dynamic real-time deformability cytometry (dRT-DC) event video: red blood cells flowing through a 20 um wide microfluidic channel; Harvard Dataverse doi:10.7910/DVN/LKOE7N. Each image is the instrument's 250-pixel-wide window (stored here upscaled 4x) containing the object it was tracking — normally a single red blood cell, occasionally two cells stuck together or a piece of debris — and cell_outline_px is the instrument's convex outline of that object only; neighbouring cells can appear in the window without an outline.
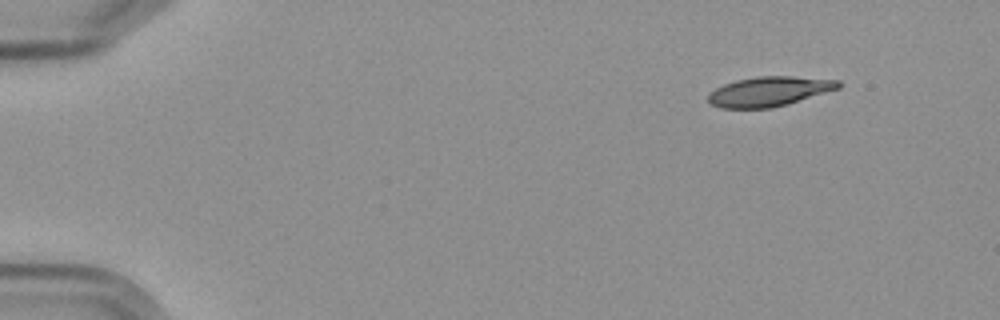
{"species": "Egyptian fruit bat (a non-hibernating species)", "species_latin": "Rousettus aegyptiacus", "temperature_condition": "cold", "stored_images_in_passage": 5, "camera_frame_rate_fps": 3000, "um_per_image_px": 0.085, "frame": {"image": 1, "passage_image": 1, "time_ms": 0.0, "image_size_px": [1000, 320], "cell_outline_px": [[840, 88], [788, 104], [772, 108], [720, 108], [712, 104], [708, 100], [708, 92], [724, 84], [736, 80], [756, 76], [792, 76], [840, 80]], "centroid_in_image_um": [65.37, 7.77], "position_along_channel_um": 19.6, "area_um2": 22.6}}
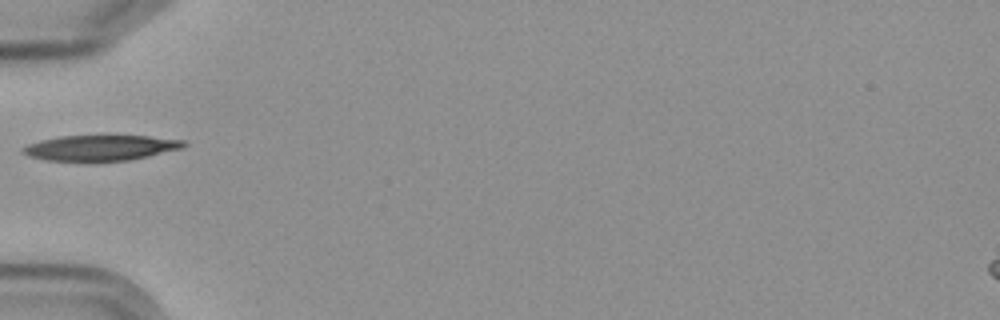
{"frame": {"image": 2, "passage_image": 5, "time_ms": 4.667, "image_size_px": [1000, 320], "cell_outline_px": [[188, 144], [184, 148], [148, 156], [128, 160], [48, 160], [28, 156], [20, 152], [20, 148], [28, 144], [40, 140], [60, 136], [148, 136], [184, 140]], "centroid_in_image_um": [8.55, 12.55], "position_along_channel_um": 76.5, "area_um2": 23.64}}